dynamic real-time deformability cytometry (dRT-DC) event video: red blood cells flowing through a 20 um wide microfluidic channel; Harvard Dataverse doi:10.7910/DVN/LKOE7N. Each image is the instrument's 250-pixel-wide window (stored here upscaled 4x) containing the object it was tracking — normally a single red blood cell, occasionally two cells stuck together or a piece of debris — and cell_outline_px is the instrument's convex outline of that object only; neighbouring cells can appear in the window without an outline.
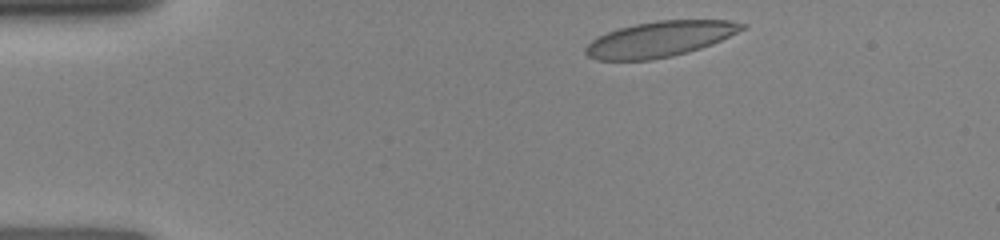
{"species": "human", "species_latin": "Homo sapiens", "temperature_condition": "room temperature", "stored_images_in_passage": 11, "camera_frame_rate_fps": 3000, "um_per_image_px": 0.085, "donor": {"sex": "female"}, "frame": {"image": 1, "passage_image": 1, "time_ms": 0.0, "image_size_px": [1000, 240], "cell_outline_px": [[748, 28], [712, 44], [688, 52], [672, 56], [652, 60], [596, 60], [588, 56], [584, 52], [584, 48], [596, 36], [620, 28], [636, 24], [656, 20], [728, 20], [748, 24]], "centroid_in_image_um": [56.11, 3.32], "position_along_channel_um": 28.9, "area_um2": 32.54}}
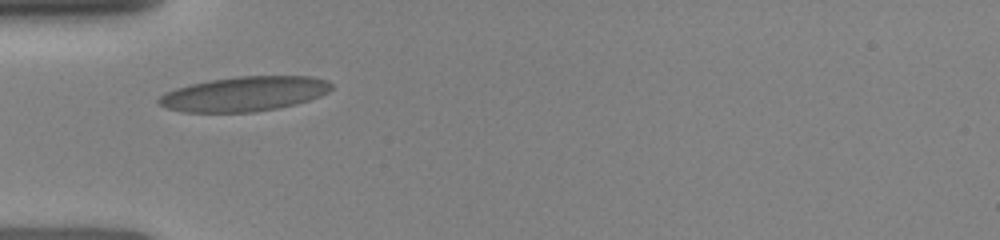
{"frame": {"image": 2, "passage_image": 7, "time_ms": 2.333, "image_size_px": [1000, 240], "cell_outline_px": [[332, 88], [328, 92], [320, 96], [296, 104], [280, 108], [256, 112], [180, 112], [156, 104], [156, 100], [164, 92], [176, 88], [192, 84], [212, 80], [236, 76], [312, 76], [328, 80], [332, 84]], "centroid_in_image_um": [20.77, 7.98], "position_along_channel_um": 64.2, "area_um2": 35.14}}
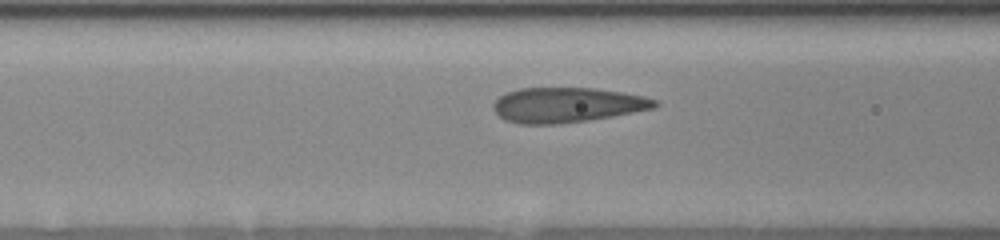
{"frame": {"image": 3, "passage_image": 10, "time_ms": 3.667, "image_size_px": [1000, 240], "cell_outline_px": [[660, 104], [656, 108], [612, 116], [588, 120], [556, 124], [520, 124], [504, 120], [492, 108], [492, 104], [500, 96], [508, 92], [520, 88], [596, 88], [644, 96], [656, 100]], "centroid_in_image_um": [48.2, 8.92], "position_along_channel_um": 118.4, "area_um2": 32.89}}